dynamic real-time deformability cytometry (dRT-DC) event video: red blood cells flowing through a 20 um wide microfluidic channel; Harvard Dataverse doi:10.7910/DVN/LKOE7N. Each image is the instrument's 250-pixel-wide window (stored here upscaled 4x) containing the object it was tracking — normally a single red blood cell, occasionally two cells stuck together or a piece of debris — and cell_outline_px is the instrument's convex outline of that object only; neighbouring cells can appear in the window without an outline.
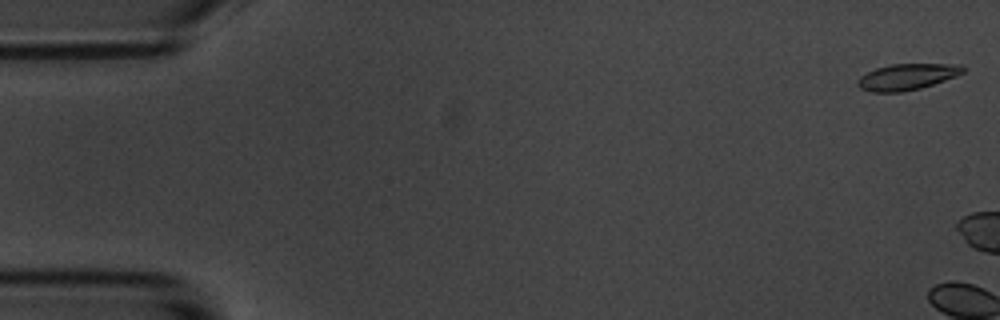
{"species": "common noctule bat (a hibernating species)", "species_latin": "Nyctalus noctula", "temperature_condition": "room temperature", "stored_images_in_passage": 4, "camera_frame_rate_fps": 3000, "um_per_image_px": 0.085, "animal": {"sex": "male", "body_mass_g": 20.1, "forearm_length_mm": 53.5}, "frame": {"image": 1, "passage_image": 1, "time_ms": 0.0, "image_size_px": [1000, 320], "cell_outline_px": [[964, 72], [956, 76], [920, 88], [900, 92], [868, 92], [860, 88], [856, 84], [856, 80], [860, 76], [876, 68], [892, 64], [964, 64]], "centroid_in_image_um": [77.07, 6.53], "position_along_channel_um": 7.9, "area_um2": 16.07}}